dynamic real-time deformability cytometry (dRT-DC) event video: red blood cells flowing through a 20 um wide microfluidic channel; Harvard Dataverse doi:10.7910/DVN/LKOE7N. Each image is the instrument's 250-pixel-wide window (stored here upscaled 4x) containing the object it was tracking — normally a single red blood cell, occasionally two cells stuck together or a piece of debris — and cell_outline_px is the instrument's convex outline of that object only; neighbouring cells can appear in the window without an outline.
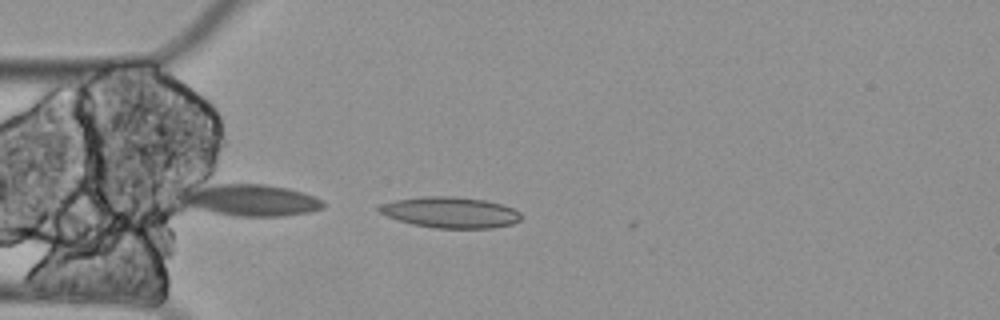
{"species": "Egyptian fruit bat (a non-hibernating species)", "species_latin": "Rousettus aegyptiacus", "temperature_condition": "cold", "stored_images_in_passage": 6, "camera_frame_rate_fps": 3000, "um_per_image_px": 0.085, "animal": {"sex": "female"}, "frame": {"image": 1, "passage_image": 5, "time_ms": 1.333, "image_size_px": [1000, 320], "cell_outline_px": [[524, 216], [520, 220], [512, 224], [492, 228], [436, 228], [412, 224], [388, 216], [380, 212], [376, 208], [380, 204], [396, 200], [420, 196], [456, 196], [484, 200], [500, 204], [512, 208], [520, 212]], "centroid_in_image_um": [38.3, 18.05], "position_along_channel_um": 46.7, "area_um2": 25.61}}